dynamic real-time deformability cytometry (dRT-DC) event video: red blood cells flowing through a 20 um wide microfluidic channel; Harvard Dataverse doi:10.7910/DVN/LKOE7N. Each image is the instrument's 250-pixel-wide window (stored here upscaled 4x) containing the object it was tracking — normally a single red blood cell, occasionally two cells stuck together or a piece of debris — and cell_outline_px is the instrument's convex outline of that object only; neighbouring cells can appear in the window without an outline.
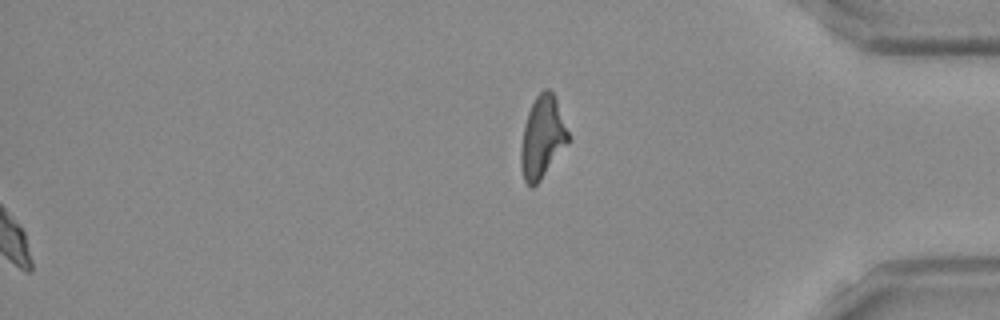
{"species": "Egyptian fruit bat (a non-hibernating species)", "species_latin": "Rousettus aegyptiacus", "temperature_condition": "room temperature", "stored_images_in_passage": 43, "segment_of_instrument_passage": [2, 2], "camera_frame_rate_fps": 3000, "um_per_image_px": 0.085, "frame": {"image": 1, "passage_image": 43, "time_ms": 14.0, "image_size_px": [1000, 320], "cell_outline_px": [[572, 136], [540, 180], [532, 188], [524, 180], [520, 164], [520, 148], [524, 124], [528, 112], [536, 96], [544, 88], [548, 88], [552, 92], [556, 100]], "centroid_in_image_um": [46.1, 11.65], "position_along_channel_um": 389.1, "area_um2": 22.54}}